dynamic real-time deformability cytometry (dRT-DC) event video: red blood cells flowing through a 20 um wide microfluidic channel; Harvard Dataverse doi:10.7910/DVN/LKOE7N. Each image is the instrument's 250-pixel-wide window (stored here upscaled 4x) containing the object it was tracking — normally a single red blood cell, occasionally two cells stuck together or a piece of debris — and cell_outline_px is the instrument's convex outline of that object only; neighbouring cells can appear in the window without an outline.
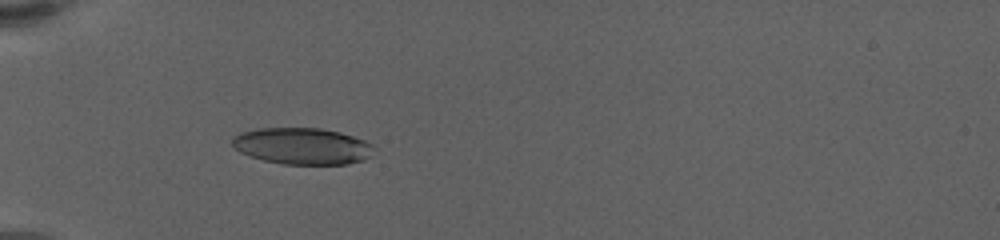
{"species": "human", "species_latin": "Homo sapiens", "temperature_condition": "warm", "stored_images_in_passage": 56, "camera_frame_rate_fps": 3000, "um_per_image_px": 0.085, "donor": {"sex": "female"}, "frame": {"image": 1, "passage_image": 5, "time_ms": 2.0, "image_size_px": [1000, 240], "cell_outline_px": [[372, 144], [368, 156], [364, 160], [348, 164], [284, 164], [264, 160], [248, 156], [240, 152], [232, 144], [232, 136], [240, 132], [256, 128], [320, 128], [340, 132], [364, 140]], "centroid_in_image_um": [25.63, 12.41], "position_along_channel_um": 59.4, "area_um2": 30.06}}
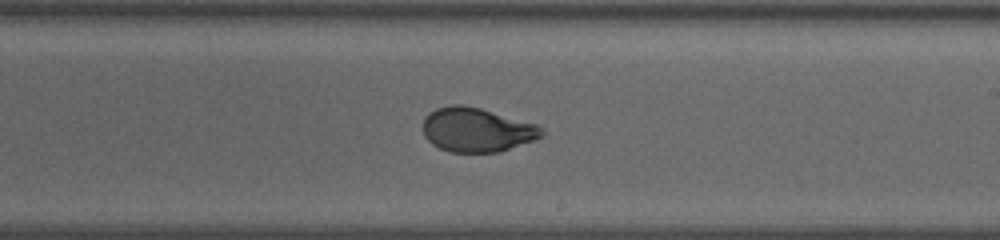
{"frame": {"image": 2, "passage_image": 26, "time_ms": 8.0, "image_size_px": [1000, 240], "cell_outline_px": [[544, 136], [500, 152], [448, 152], [432, 144], [424, 136], [424, 116], [436, 108], [452, 104], [464, 104], [480, 108], [536, 124], [544, 132]], "centroid_in_image_um": [40.5, 11.03], "position_along_channel_um": 248.5, "area_um2": 30.52}}
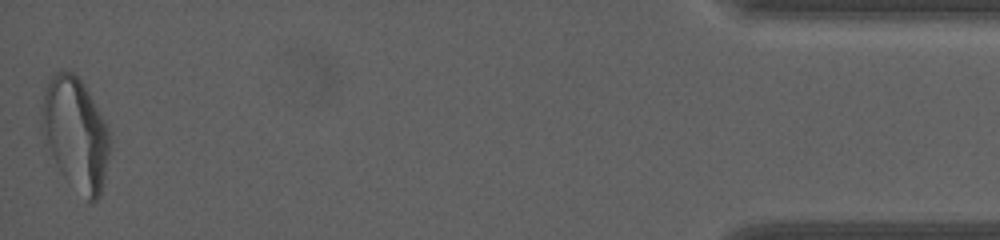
{"frame": {"image": 3, "passage_image": 56, "time_ms": 15.667, "image_size_px": [1000, 240], "cell_outline_px": [[108, 152], [104, 176], [100, 196], [92, 204], [88, 204], [60, 172], [40, 132], [40, 108], [44, 92], [48, 80], [60, 68], [72, 72], [84, 84], [104, 120], [108, 128]], "centroid_in_image_um": [6.37, 11.36], "position_along_channel_um": 428.8, "area_um2": 44.62}, "authors_computed_cell_mechanics": {"area_um2": 30.923, "velocity_mm_per_s": 3.3643, "shape_relaxation_time_tau1_ms": 4.828, "shape_relaxation_time_tau2_ms": null, "deformation_change_tau1": 0.1763, "deformation_change_tau2": null}}